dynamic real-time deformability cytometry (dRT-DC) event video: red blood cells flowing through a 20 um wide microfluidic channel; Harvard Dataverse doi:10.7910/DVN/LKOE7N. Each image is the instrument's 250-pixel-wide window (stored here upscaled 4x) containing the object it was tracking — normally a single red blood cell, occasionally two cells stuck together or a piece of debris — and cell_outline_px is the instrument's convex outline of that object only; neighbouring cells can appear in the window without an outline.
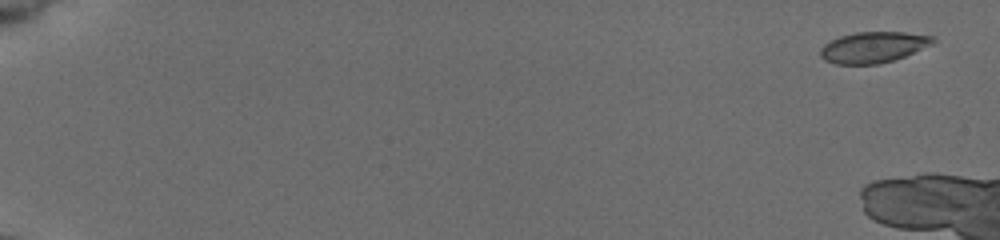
{"species": "common noctule bat (a hibernating species)", "species_latin": "Nyctalus noctula", "temperature_condition": "cold", "stored_images_in_passage": 16, "camera_frame_rate_fps": 3000, "um_per_image_px": 0.085, "animal": {"sex": "female", "body_mass_g": 19.5, "forearm_length_mm": 54.1}, "frame": {"image": 1, "passage_image": 3, "time_ms": 0.667, "image_size_px": [1000, 240], "cell_outline_px": [[936, 40], [932, 44], [904, 56], [880, 64], [836, 64], [824, 60], [820, 56], [820, 48], [824, 44], [840, 36], [856, 32], [904, 32], [932, 36]], "centroid_in_image_um": [74.2, 4.01], "position_along_channel_um": 10.8, "area_um2": 20.17}}